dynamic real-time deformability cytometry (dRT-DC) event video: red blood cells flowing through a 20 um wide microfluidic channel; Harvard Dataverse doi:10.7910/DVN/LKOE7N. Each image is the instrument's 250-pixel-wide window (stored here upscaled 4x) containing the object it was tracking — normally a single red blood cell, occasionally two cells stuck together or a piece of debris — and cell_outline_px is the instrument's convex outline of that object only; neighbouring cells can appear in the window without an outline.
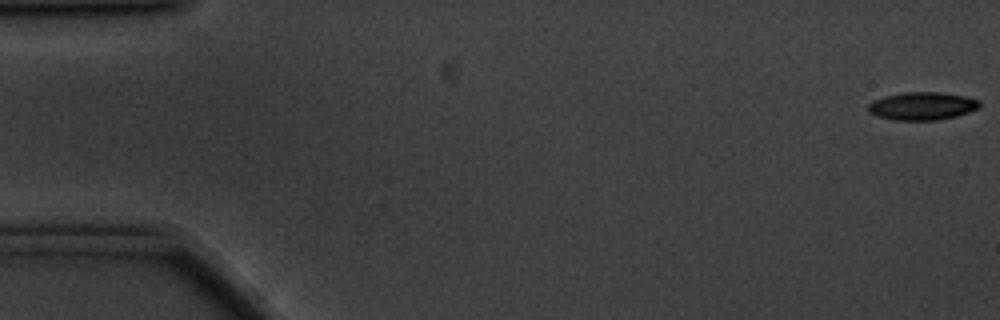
{"species": "common noctule bat (a hibernating species)", "species_latin": "Nyctalus noctula", "temperature_condition": "cold", "stored_images_in_passage": 58, "camera_frame_rate_fps": 3000, "um_per_image_px": 0.085, "animal": {"sex": "male", "body_mass_g": 20.1, "forearm_length_mm": 53.5}, "frame": {"image": 1, "passage_image": 1, "time_ms": 0.0, "image_size_px": [1000, 320], "cell_outline_px": [[980, 104], [976, 108], [968, 112], [956, 116], [936, 120], [892, 120], [868, 112], [868, 104], [872, 100], [884, 96], [904, 92], [940, 92], [964, 96], [980, 100]], "centroid_in_image_um": [78.35, 9.0], "position_along_channel_um": 6.6, "area_um2": 18.03}}
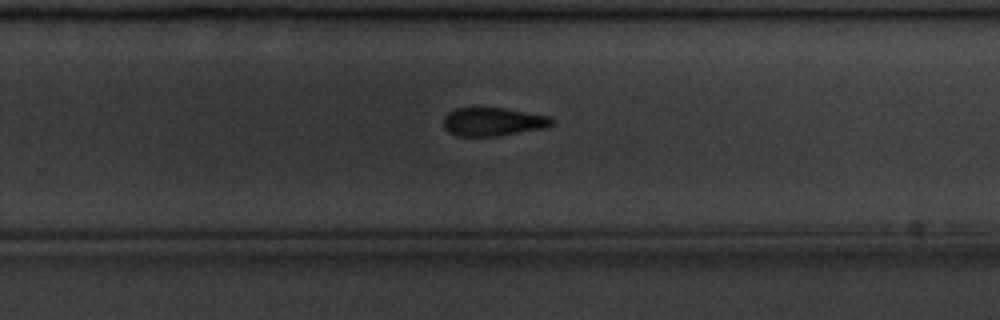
{"frame": {"image": 2, "passage_image": 37, "time_ms": 12.0, "image_size_px": [1000, 320], "cell_outline_px": [[552, 124], [548, 128], [496, 136], [456, 136], [448, 132], [444, 128], [444, 116], [448, 112], [456, 108], [504, 108], [548, 116], [552, 120]], "centroid_in_image_um": [41.88, 10.36], "position_along_channel_um": 287.9, "area_um2": 17.92}}
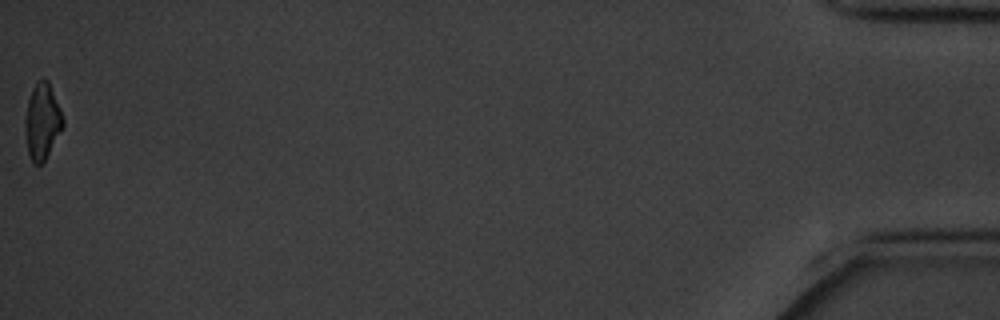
{"frame": {"image": 3, "passage_image": 58, "time_ms": 19.0, "image_size_px": [1000, 320], "cell_outline_px": [[64, 124], [44, 160], [40, 164], [32, 164], [28, 152], [24, 132], [24, 120], [28, 100], [32, 88], [36, 80], [44, 76], [48, 80], [64, 120]], "centroid_in_image_um": [3.55, 10.27], "position_along_channel_um": 431.7, "area_um2": 16.7}, "authors_computed_cell_mechanics": {"area_um2": 18.6116, "velocity_mm_per_s": 3.4705, "shape_relaxation_time_tau1_ms": 3.1201, "shape_relaxation_time_tau2_ms": null, "deformation_change_tau1": 0.0992, "deformation_change_tau2": null}}